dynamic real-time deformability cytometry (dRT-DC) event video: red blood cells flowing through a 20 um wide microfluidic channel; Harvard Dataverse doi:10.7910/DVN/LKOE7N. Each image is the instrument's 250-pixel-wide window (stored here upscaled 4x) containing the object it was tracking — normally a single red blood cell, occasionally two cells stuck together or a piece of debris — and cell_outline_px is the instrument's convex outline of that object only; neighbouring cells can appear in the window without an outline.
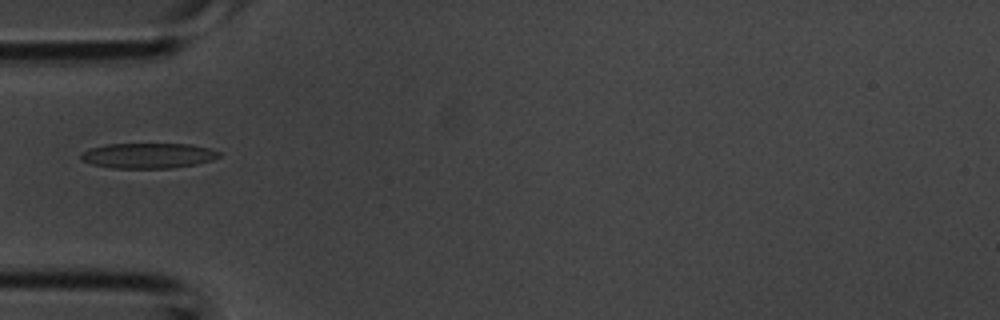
{"species": "common noctule bat (a hibernating species)", "species_latin": "Nyctalus noctula", "temperature_condition": "room temperature", "stored_images_in_passage": 4, "camera_frame_rate_fps": 3000, "um_per_image_px": 0.085, "animal": {"sex": "male", "body_mass_g": 20.1, "forearm_length_mm": 53.5}, "frame": {"image": 1, "passage_image": 4, "time_ms": 1.0, "image_size_px": [1000, 320], "cell_outline_px": [[220, 156], [212, 160], [196, 164], [172, 168], [112, 168], [92, 164], [80, 160], [80, 152], [88, 148], [104, 144], [192, 144], [208, 148], [220, 152]], "centroid_in_image_um": [12.54, 13.22], "position_along_channel_um": 72.5, "area_um2": 20.52}}